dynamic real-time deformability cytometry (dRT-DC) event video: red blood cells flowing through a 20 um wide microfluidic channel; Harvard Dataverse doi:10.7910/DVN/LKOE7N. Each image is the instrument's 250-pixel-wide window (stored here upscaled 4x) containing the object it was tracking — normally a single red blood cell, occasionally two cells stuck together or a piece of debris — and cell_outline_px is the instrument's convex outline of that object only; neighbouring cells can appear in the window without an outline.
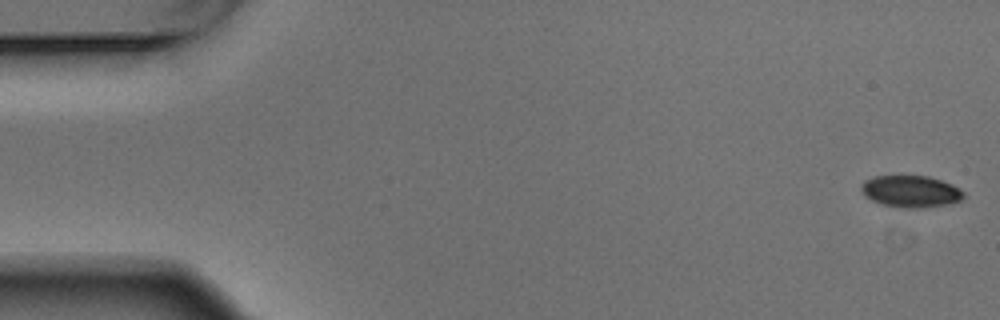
{"species": "Egyptian fruit bat (a non-hibernating species)", "species_latin": "Rousettus aegyptiacus", "temperature_condition": "warm", "stored_images_in_passage": 5, "camera_frame_rate_fps": 3000, "um_per_image_px": 0.085, "animal": {"sex": "male"}, "frame": {"image": 1, "passage_image": 1, "time_ms": 0.0, "image_size_px": [1000, 320], "cell_outline_px": [[964, 200], [948, 204], [924, 208], [900, 208], [880, 204], [864, 196], [860, 188], [864, 180], [872, 176], [928, 176], [952, 184], [960, 188], [964, 192]], "centroid_in_image_um": [77.42, 16.28], "position_along_channel_um": 7.6, "area_um2": 19.31}}
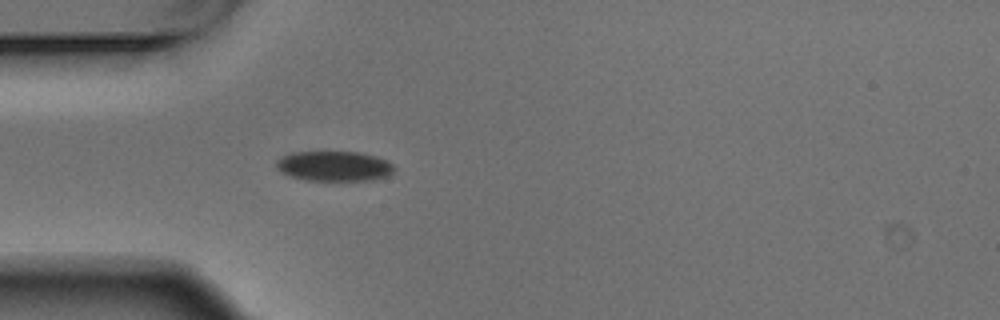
{"frame": {"image": 2, "passage_image": 5, "time_ms": 1.333, "image_size_px": [1000, 320], "cell_outline_px": [[396, 172], [388, 176], [372, 180], [304, 180], [292, 176], [276, 168], [276, 160], [292, 152], [360, 152], [376, 156], [392, 164], [396, 168]], "centroid_in_image_um": [28.45, 14.12], "position_along_channel_um": 56.5, "area_um2": 20.58}}